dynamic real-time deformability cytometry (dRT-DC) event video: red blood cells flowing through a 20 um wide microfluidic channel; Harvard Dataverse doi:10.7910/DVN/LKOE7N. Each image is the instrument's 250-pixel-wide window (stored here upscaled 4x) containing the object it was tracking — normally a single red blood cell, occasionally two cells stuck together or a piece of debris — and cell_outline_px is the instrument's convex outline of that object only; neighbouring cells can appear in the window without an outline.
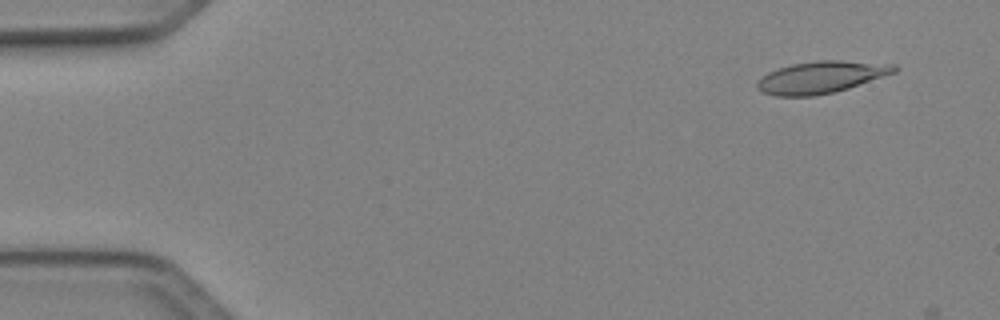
{"species": "Egyptian fruit bat (a non-hibernating species)", "species_latin": "Rousettus aegyptiacus", "temperature_condition": "cold", "stored_images_in_passage": 7, "camera_frame_rate_fps": 3000, "um_per_image_px": 0.085, "animal": {"sex": "female"}, "frame": {"image": 1, "passage_image": 4, "time_ms": 1.0, "image_size_px": [1000, 320], "cell_outline_px": [[900, 68], [896, 72], [848, 88], [832, 92], [812, 96], [776, 96], [764, 92], [756, 88], [756, 84], [768, 72], [792, 64], [816, 60], [840, 60], [896, 64]], "centroid_in_image_um": [69.84, 6.55], "position_along_channel_um": 15.2, "area_um2": 25.37}}